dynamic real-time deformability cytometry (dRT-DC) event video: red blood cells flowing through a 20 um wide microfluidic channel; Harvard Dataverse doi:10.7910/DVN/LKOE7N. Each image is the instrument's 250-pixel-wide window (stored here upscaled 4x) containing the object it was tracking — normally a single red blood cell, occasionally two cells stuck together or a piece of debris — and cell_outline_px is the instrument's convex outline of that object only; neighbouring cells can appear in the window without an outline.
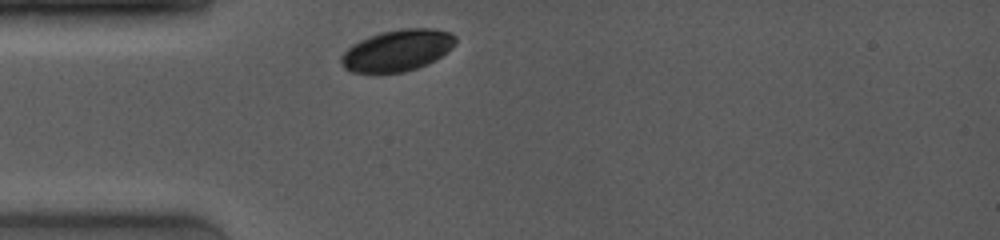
{"species": "common noctule bat (a hibernating species)", "species_latin": "Nyctalus noctula", "temperature_condition": "room temperature", "stored_images_in_passage": 35, "camera_frame_rate_fps": 4000, "um_per_image_px": 0.085, "animal": {"sex": "female", "body_mass_g": 19.0, "forearm_length_mm": 53.3}, "frame": {"image": 1, "passage_image": 1, "time_ms": 0.0, "image_size_px": [1000, 240], "cell_outline_px": [[456, 40], [452, 48], [436, 60], [428, 64], [404, 72], [376, 76], [352, 72], [344, 68], [340, 60], [340, 56], [352, 44], [368, 36], [380, 32], [404, 28], [432, 28], [448, 32], [456, 36]], "centroid_in_image_um": [33.73, 4.33], "position_along_channel_um": 51.3, "area_um2": 28.38}}
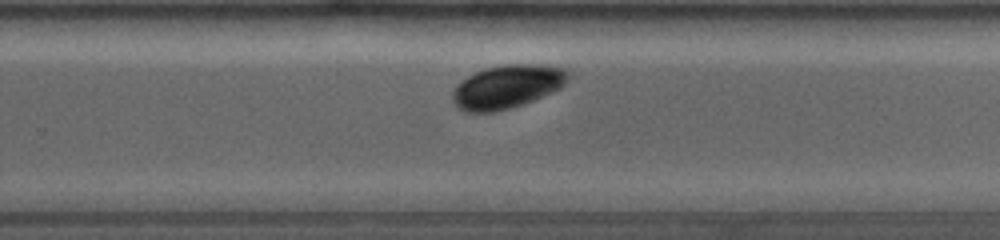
{"frame": {"image": 2, "passage_image": 22, "time_ms": 6.25, "image_size_px": [1000, 240], "cell_outline_px": [[572, 76], [560, 88], [552, 92], [532, 100], [508, 108], [492, 112], [464, 112], [456, 108], [452, 100], [452, 92], [456, 84], [468, 76], [476, 72], [488, 68], [508, 64], [544, 64], [564, 68]], "centroid_in_image_um": [43.1, 7.36], "position_along_channel_um": 286.7, "area_um2": 29.25}}
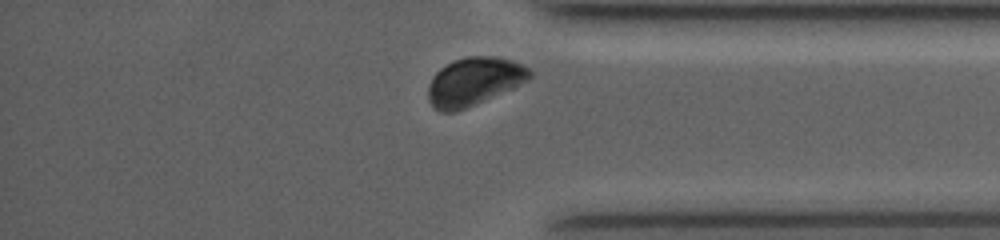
{"frame": {"image": 3, "passage_image": 32, "time_ms": 9.0, "image_size_px": [1000, 240], "cell_outline_px": [[532, 76], [528, 80], [512, 88], [476, 104], [456, 112], [440, 112], [428, 100], [428, 84], [432, 76], [440, 68], [452, 60], [468, 56], [492, 56], [512, 60], [528, 68], [532, 72]], "centroid_in_image_um": [40.26, 6.92], "position_along_channel_um": 394.9, "area_um2": 28.44}, "authors_computed_cell_mechanics": {"area_um2": 28.4954, "velocity_mm_per_s": 3.9339, "shape_relaxation_time_tau1_ms": 1.3371, "shape_relaxation_time_tau2_ms": null, "deformation_change_tau1": 0.0451, "deformation_change_tau2": null}}